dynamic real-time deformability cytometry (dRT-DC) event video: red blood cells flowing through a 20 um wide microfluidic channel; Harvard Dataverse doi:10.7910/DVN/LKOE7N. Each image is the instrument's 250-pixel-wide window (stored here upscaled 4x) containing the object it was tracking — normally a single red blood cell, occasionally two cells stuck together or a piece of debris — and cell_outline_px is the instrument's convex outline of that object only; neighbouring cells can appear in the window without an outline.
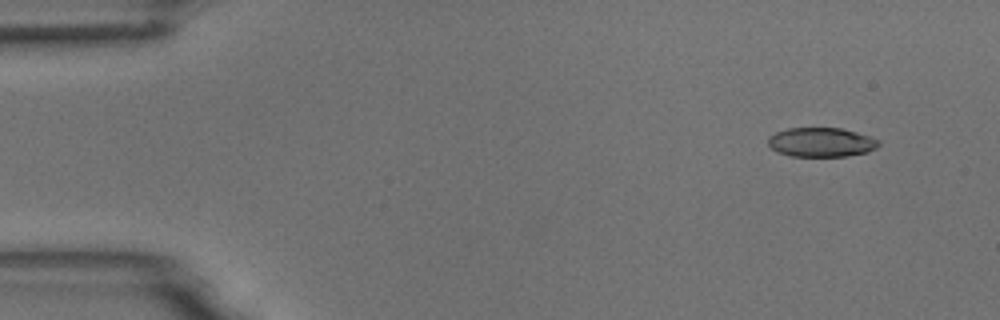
{"species": "common noctule bat (a hibernating species)", "species_latin": "Nyctalus noctula", "temperature_condition": "room temperature", "stored_images_in_passage": 7, "camera_frame_rate_fps": 3000, "um_per_image_px": 0.085, "animal": {"sex": "male", "body_mass_g": 18.8}, "frame": {"image": 1, "passage_image": 1, "time_ms": 0.0, "image_size_px": [1000, 320], "cell_outline_px": [[880, 144], [876, 148], [868, 152], [844, 156], [792, 156], [776, 152], [768, 144], [768, 136], [776, 132], [788, 128], [840, 128], [856, 132], [880, 140]], "centroid_in_image_um": [69.79, 12.09], "position_along_channel_um": 15.2, "area_um2": 18.84}}
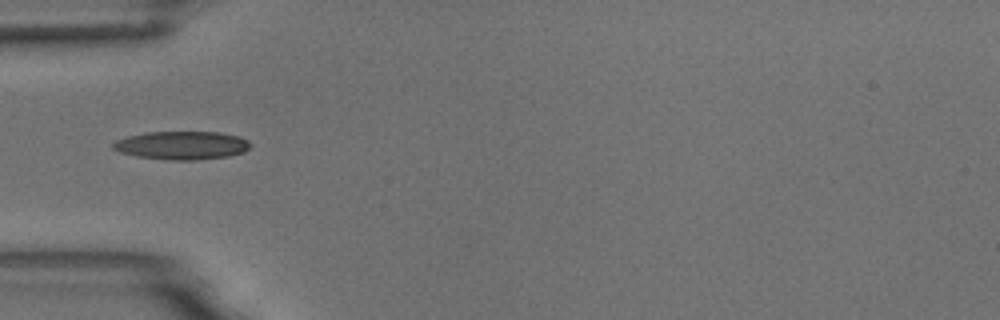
{"frame": {"image": 2, "passage_image": 4, "time_ms": 1.0, "image_size_px": [1000, 320], "cell_outline_px": [[252, 144], [244, 152], [228, 156], [196, 160], [168, 160], [136, 156], [120, 152], [112, 148], [112, 144], [116, 140], [128, 136], [148, 132], [220, 132], [240, 136], [248, 140]], "centroid_in_image_um": [15.47, 12.35], "position_along_channel_um": 69.5, "area_um2": 22.72}}